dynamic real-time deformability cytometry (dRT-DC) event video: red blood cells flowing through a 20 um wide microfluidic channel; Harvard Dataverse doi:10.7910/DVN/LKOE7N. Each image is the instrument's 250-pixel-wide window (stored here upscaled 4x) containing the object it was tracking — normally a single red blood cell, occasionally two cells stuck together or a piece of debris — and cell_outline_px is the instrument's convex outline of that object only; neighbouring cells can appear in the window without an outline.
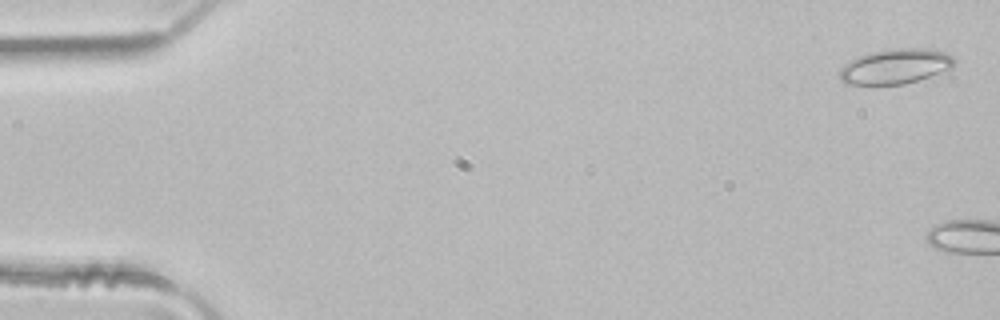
{"species": "common noctule bat (a hibernating species)", "species_latin": "Nyctalus noctula", "temperature_condition": "room temperature", "stored_images_in_passage": 5, "camera_frame_rate_fps": 3000, "um_per_image_px": 0.085, "animal": {"sex": "male", "body_mass_g": 21.5, "forearm_length_mm": 52.0}, "frame": {"image": 1, "passage_image": 2, "time_ms": 0.333, "image_size_px": [1000, 320], "cell_outline_px": [[956, 64], [952, 68], [904, 84], [844, 84], [840, 80], [840, 68], [844, 64], [856, 56], [872, 52], [892, 48], [928, 48], [944, 52], [952, 56], [956, 60]], "centroid_in_image_um": [76.09, 5.62], "position_along_channel_um": 8.9, "area_um2": 23.41}}